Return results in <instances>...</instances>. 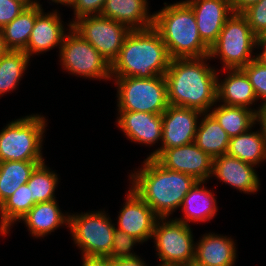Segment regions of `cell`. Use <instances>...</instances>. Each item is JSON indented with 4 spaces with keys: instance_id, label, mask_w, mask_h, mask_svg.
<instances>
[{
    "instance_id": "1",
    "label": "cell",
    "mask_w": 266,
    "mask_h": 266,
    "mask_svg": "<svg viewBox=\"0 0 266 266\" xmlns=\"http://www.w3.org/2000/svg\"><path fill=\"white\" fill-rule=\"evenodd\" d=\"M209 56L171 59L164 75L169 105L209 112L217 103L218 69L208 65Z\"/></svg>"
},
{
    "instance_id": "2",
    "label": "cell",
    "mask_w": 266,
    "mask_h": 266,
    "mask_svg": "<svg viewBox=\"0 0 266 266\" xmlns=\"http://www.w3.org/2000/svg\"><path fill=\"white\" fill-rule=\"evenodd\" d=\"M129 177L131 188L160 218H169L180 208L184 197L197 182L191 175L166 169L154 158L144 159L142 168Z\"/></svg>"
},
{
    "instance_id": "3",
    "label": "cell",
    "mask_w": 266,
    "mask_h": 266,
    "mask_svg": "<svg viewBox=\"0 0 266 266\" xmlns=\"http://www.w3.org/2000/svg\"><path fill=\"white\" fill-rule=\"evenodd\" d=\"M170 62L167 47L153 26L144 30H131L118 57L111 64V77L164 76Z\"/></svg>"
},
{
    "instance_id": "4",
    "label": "cell",
    "mask_w": 266,
    "mask_h": 266,
    "mask_svg": "<svg viewBox=\"0 0 266 266\" xmlns=\"http://www.w3.org/2000/svg\"><path fill=\"white\" fill-rule=\"evenodd\" d=\"M164 5L154 13L153 27L160 34L171 59L209 56L210 48L199 35L191 6L186 1Z\"/></svg>"
},
{
    "instance_id": "5",
    "label": "cell",
    "mask_w": 266,
    "mask_h": 266,
    "mask_svg": "<svg viewBox=\"0 0 266 266\" xmlns=\"http://www.w3.org/2000/svg\"><path fill=\"white\" fill-rule=\"evenodd\" d=\"M47 120L41 114H31L12 120L0 131V162H45L42 142Z\"/></svg>"
},
{
    "instance_id": "6",
    "label": "cell",
    "mask_w": 266,
    "mask_h": 266,
    "mask_svg": "<svg viewBox=\"0 0 266 266\" xmlns=\"http://www.w3.org/2000/svg\"><path fill=\"white\" fill-rule=\"evenodd\" d=\"M254 48H257V36L241 13H233L210 47L209 58H220L224 70L242 69L256 58Z\"/></svg>"
},
{
    "instance_id": "7",
    "label": "cell",
    "mask_w": 266,
    "mask_h": 266,
    "mask_svg": "<svg viewBox=\"0 0 266 266\" xmlns=\"http://www.w3.org/2000/svg\"><path fill=\"white\" fill-rule=\"evenodd\" d=\"M117 87L118 111L163 114L168 107L164 76L152 78L111 77Z\"/></svg>"
},
{
    "instance_id": "8",
    "label": "cell",
    "mask_w": 266,
    "mask_h": 266,
    "mask_svg": "<svg viewBox=\"0 0 266 266\" xmlns=\"http://www.w3.org/2000/svg\"><path fill=\"white\" fill-rule=\"evenodd\" d=\"M69 228L82 256L110 257L116 228L104 210L69 213Z\"/></svg>"
},
{
    "instance_id": "9",
    "label": "cell",
    "mask_w": 266,
    "mask_h": 266,
    "mask_svg": "<svg viewBox=\"0 0 266 266\" xmlns=\"http://www.w3.org/2000/svg\"><path fill=\"white\" fill-rule=\"evenodd\" d=\"M66 33L59 49L62 69L83 78L111 80V64L88 41L83 39L67 24Z\"/></svg>"
},
{
    "instance_id": "10",
    "label": "cell",
    "mask_w": 266,
    "mask_h": 266,
    "mask_svg": "<svg viewBox=\"0 0 266 266\" xmlns=\"http://www.w3.org/2000/svg\"><path fill=\"white\" fill-rule=\"evenodd\" d=\"M152 238L161 264L182 265L195 259V243L190 225L174 218H159Z\"/></svg>"
},
{
    "instance_id": "11",
    "label": "cell",
    "mask_w": 266,
    "mask_h": 266,
    "mask_svg": "<svg viewBox=\"0 0 266 266\" xmlns=\"http://www.w3.org/2000/svg\"><path fill=\"white\" fill-rule=\"evenodd\" d=\"M72 29L110 64L118 57L124 40L131 31L122 23L101 15L81 17L72 23Z\"/></svg>"
},
{
    "instance_id": "12",
    "label": "cell",
    "mask_w": 266,
    "mask_h": 266,
    "mask_svg": "<svg viewBox=\"0 0 266 266\" xmlns=\"http://www.w3.org/2000/svg\"><path fill=\"white\" fill-rule=\"evenodd\" d=\"M202 114L195 109L168 105L162 114V144L147 158H154L159 149H170L195 142L198 120Z\"/></svg>"
},
{
    "instance_id": "13",
    "label": "cell",
    "mask_w": 266,
    "mask_h": 266,
    "mask_svg": "<svg viewBox=\"0 0 266 266\" xmlns=\"http://www.w3.org/2000/svg\"><path fill=\"white\" fill-rule=\"evenodd\" d=\"M154 159L166 169L191 175L197 181L206 182L211 178L213 159L195 142L170 149H159Z\"/></svg>"
},
{
    "instance_id": "14",
    "label": "cell",
    "mask_w": 266,
    "mask_h": 266,
    "mask_svg": "<svg viewBox=\"0 0 266 266\" xmlns=\"http://www.w3.org/2000/svg\"><path fill=\"white\" fill-rule=\"evenodd\" d=\"M125 199L123 208L118 212L115 228L137 238L143 244L152 238L160 217L131 187Z\"/></svg>"
},
{
    "instance_id": "15",
    "label": "cell",
    "mask_w": 266,
    "mask_h": 266,
    "mask_svg": "<svg viewBox=\"0 0 266 266\" xmlns=\"http://www.w3.org/2000/svg\"><path fill=\"white\" fill-rule=\"evenodd\" d=\"M41 6L42 4L36 6V20L27 47L23 50L28 57L45 53L55 47L60 49L66 35V28L57 9L45 13Z\"/></svg>"
},
{
    "instance_id": "16",
    "label": "cell",
    "mask_w": 266,
    "mask_h": 266,
    "mask_svg": "<svg viewBox=\"0 0 266 266\" xmlns=\"http://www.w3.org/2000/svg\"><path fill=\"white\" fill-rule=\"evenodd\" d=\"M192 8L202 41L210 48L233 14L228 0H185Z\"/></svg>"
},
{
    "instance_id": "17",
    "label": "cell",
    "mask_w": 266,
    "mask_h": 266,
    "mask_svg": "<svg viewBox=\"0 0 266 266\" xmlns=\"http://www.w3.org/2000/svg\"><path fill=\"white\" fill-rule=\"evenodd\" d=\"M255 167L236 157L224 154L213 159L211 176L216 177L225 185L235 187L244 194H256L261 184Z\"/></svg>"
},
{
    "instance_id": "18",
    "label": "cell",
    "mask_w": 266,
    "mask_h": 266,
    "mask_svg": "<svg viewBox=\"0 0 266 266\" xmlns=\"http://www.w3.org/2000/svg\"><path fill=\"white\" fill-rule=\"evenodd\" d=\"M117 126L131 142L149 145L162 141V114L118 111Z\"/></svg>"
},
{
    "instance_id": "19",
    "label": "cell",
    "mask_w": 266,
    "mask_h": 266,
    "mask_svg": "<svg viewBox=\"0 0 266 266\" xmlns=\"http://www.w3.org/2000/svg\"><path fill=\"white\" fill-rule=\"evenodd\" d=\"M227 76L223 80L217 78V102L228 106H242L255 111L258 115L261 111L251 107L258 99L246 73L242 69H225Z\"/></svg>"
},
{
    "instance_id": "20",
    "label": "cell",
    "mask_w": 266,
    "mask_h": 266,
    "mask_svg": "<svg viewBox=\"0 0 266 266\" xmlns=\"http://www.w3.org/2000/svg\"><path fill=\"white\" fill-rule=\"evenodd\" d=\"M148 0H106L101 16L113 19L130 30L153 26L154 14L149 13Z\"/></svg>"
},
{
    "instance_id": "21",
    "label": "cell",
    "mask_w": 266,
    "mask_h": 266,
    "mask_svg": "<svg viewBox=\"0 0 266 266\" xmlns=\"http://www.w3.org/2000/svg\"><path fill=\"white\" fill-rule=\"evenodd\" d=\"M234 239L205 233L195 243V259L205 266H235L237 248Z\"/></svg>"
},
{
    "instance_id": "22",
    "label": "cell",
    "mask_w": 266,
    "mask_h": 266,
    "mask_svg": "<svg viewBox=\"0 0 266 266\" xmlns=\"http://www.w3.org/2000/svg\"><path fill=\"white\" fill-rule=\"evenodd\" d=\"M56 200L36 203L21 218L33 237L43 238L46 235L48 236L62 225L69 228V214L62 213Z\"/></svg>"
},
{
    "instance_id": "23",
    "label": "cell",
    "mask_w": 266,
    "mask_h": 266,
    "mask_svg": "<svg viewBox=\"0 0 266 266\" xmlns=\"http://www.w3.org/2000/svg\"><path fill=\"white\" fill-rule=\"evenodd\" d=\"M203 184L205 181H197L184 197L181 204L184 217L175 218L177 221L189 225L188 222L199 223L214 218L218 210L216 198Z\"/></svg>"
},
{
    "instance_id": "24",
    "label": "cell",
    "mask_w": 266,
    "mask_h": 266,
    "mask_svg": "<svg viewBox=\"0 0 266 266\" xmlns=\"http://www.w3.org/2000/svg\"><path fill=\"white\" fill-rule=\"evenodd\" d=\"M260 131L251 129L236 137L230 138L227 155L236 157L252 165H259L266 160V131L258 122Z\"/></svg>"
},
{
    "instance_id": "25",
    "label": "cell",
    "mask_w": 266,
    "mask_h": 266,
    "mask_svg": "<svg viewBox=\"0 0 266 266\" xmlns=\"http://www.w3.org/2000/svg\"><path fill=\"white\" fill-rule=\"evenodd\" d=\"M214 107L209 113L230 138L249 131L259 122L258 114L249 108L224 104L217 106V103Z\"/></svg>"
},
{
    "instance_id": "26",
    "label": "cell",
    "mask_w": 266,
    "mask_h": 266,
    "mask_svg": "<svg viewBox=\"0 0 266 266\" xmlns=\"http://www.w3.org/2000/svg\"><path fill=\"white\" fill-rule=\"evenodd\" d=\"M204 116V118H203ZM196 131V145L212 159L227 153L230 137L209 113H203Z\"/></svg>"
},
{
    "instance_id": "27",
    "label": "cell",
    "mask_w": 266,
    "mask_h": 266,
    "mask_svg": "<svg viewBox=\"0 0 266 266\" xmlns=\"http://www.w3.org/2000/svg\"><path fill=\"white\" fill-rule=\"evenodd\" d=\"M27 184L21 185L9 198L0 205V234L6 236L11 226L20 222L35 205Z\"/></svg>"
},
{
    "instance_id": "28",
    "label": "cell",
    "mask_w": 266,
    "mask_h": 266,
    "mask_svg": "<svg viewBox=\"0 0 266 266\" xmlns=\"http://www.w3.org/2000/svg\"><path fill=\"white\" fill-rule=\"evenodd\" d=\"M43 162H0V205L21 185L27 184L32 172Z\"/></svg>"
},
{
    "instance_id": "29",
    "label": "cell",
    "mask_w": 266,
    "mask_h": 266,
    "mask_svg": "<svg viewBox=\"0 0 266 266\" xmlns=\"http://www.w3.org/2000/svg\"><path fill=\"white\" fill-rule=\"evenodd\" d=\"M30 60L25 51L10 50L0 57V96L16 89Z\"/></svg>"
},
{
    "instance_id": "30",
    "label": "cell",
    "mask_w": 266,
    "mask_h": 266,
    "mask_svg": "<svg viewBox=\"0 0 266 266\" xmlns=\"http://www.w3.org/2000/svg\"><path fill=\"white\" fill-rule=\"evenodd\" d=\"M36 20V6L25 8L16 18L2 28L5 43L10 50L23 51Z\"/></svg>"
},
{
    "instance_id": "31",
    "label": "cell",
    "mask_w": 266,
    "mask_h": 266,
    "mask_svg": "<svg viewBox=\"0 0 266 266\" xmlns=\"http://www.w3.org/2000/svg\"><path fill=\"white\" fill-rule=\"evenodd\" d=\"M58 181V175L51 171L45 162L39 164L27 182L33 201L41 203L55 200V189L58 187Z\"/></svg>"
},
{
    "instance_id": "32",
    "label": "cell",
    "mask_w": 266,
    "mask_h": 266,
    "mask_svg": "<svg viewBox=\"0 0 266 266\" xmlns=\"http://www.w3.org/2000/svg\"><path fill=\"white\" fill-rule=\"evenodd\" d=\"M252 85L257 99L261 100L259 109L266 105V64L257 57L242 68Z\"/></svg>"
},
{
    "instance_id": "33",
    "label": "cell",
    "mask_w": 266,
    "mask_h": 266,
    "mask_svg": "<svg viewBox=\"0 0 266 266\" xmlns=\"http://www.w3.org/2000/svg\"><path fill=\"white\" fill-rule=\"evenodd\" d=\"M136 244L142 243L137 238L130 236L128 233L115 229L109 258L112 260H118L139 257L135 252H131Z\"/></svg>"
},
{
    "instance_id": "34",
    "label": "cell",
    "mask_w": 266,
    "mask_h": 266,
    "mask_svg": "<svg viewBox=\"0 0 266 266\" xmlns=\"http://www.w3.org/2000/svg\"><path fill=\"white\" fill-rule=\"evenodd\" d=\"M241 14L257 37L266 34V0H260Z\"/></svg>"
},
{
    "instance_id": "35",
    "label": "cell",
    "mask_w": 266,
    "mask_h": 266,
    "mask_svg": "<svg viewBox=\"0 0 266 266\" xmlns=\"http://www.w3.org/2000/svg\"><path fill=\"white\" fill-rule=\"evenodd\" d=\"M106 0H76L72 6L74 9V20L71 24L85 16L101 15Z\"/></svg>"
},
{
    "instance_id": "36",
    "label": "cell",
    "mask_w": 266,
    "mask_h": 266,
    "mask_svg": "<svg viewBox=\"0 0 266 266\" xmlns=\"http://www.w3.org/2000/svg\"><path fill=\"white\" fill-rule=\"evenodd\" d=\"M26 7L16 0H0V28L9 24Z\"/></svg>"
},
{
    "instance_id": "37",
    "label": "cell",
    "mask_w": 266,
    "mask_h": 266,
    "mask_svg": "<svg viewBox=\"0 0 266 266\" xmlns=\"http://www.w3.org/2000/svg\"><path fill=\"white\" fill-rule=\"evenodd\" d=\"M82 266H113V260L109 257L82 256Z\"/></svg>"
},
{
    "instance_id": "38",
    "label": "cell",
    "mask_w": 266,
    "mask_h": 266,
    "mask_svg": "<svg viewBox=\"0 0 266 266\" xmlns=\"http://www.w3.org/2000/svg\"><path fill=\"white\" fill-rule=\"evenodd\" d=\"M233 13H242L260 0H228Z\"/></svg>"
},
{
    "instance_id": "39",
    "label": "cell",
    "mask_w": 266,
    "mask_h": 266,
    "mask_svg": "<svg viewBox=\"0 0 266 266\" xmlns=\"http://www.w3.org/2000/svg\"><path fill=\"white\" fill-rule=\"evenodd\" d=\"M144 259L142 260L141 257L132 258V259H118L113 260V266H147Z\"/></svg>"
},
{
    "instance_id": "40",
    "label": "cell",
    "mask_w": 266,
    "mask_h": 266,
    "mask_svg": "<svg viewBox=\"0 0 266 266\" xmlns=\"http://www.w3.org/2000/svg\"><path fill=\"white\" fill-rule=\"evenodd\" d=\"M257 49H263L259 54H256V57L266 64V34L257 37Z\"/></svg>"
},
{
    "instance_id": "41",
    "label": "cell",
    "mask_w": 266,
    "mask_h": 266,
    "mask_svg": "<svg viewBox=\"0 0 266 266\" xmlns=\"http://www.w3.org/2000/svg\"><path fill=\"white\" fill-rule=\"evenodd\" d=\"M9 51H10V49L7 47V45L5 43L2 28H0V57L4 56Z\"/></svg>"
},
{
    "instance_id": "42",
    "label": "cell",
    "mask_w": 266,
    "mask_h": 266,
    "mask_svg": "<svg viewBox=\"0 0 266 266\" xmlns=\"http://www.w3.org/2000/svg\"><path fill=\"white\" fill-rule=\"evenodd\" d=\"M258 120H259V123L262 125V127L266 131V105H263L261 107V111L258 115Z\"/></svg>"
},
{
    "instance_id": "43",
    "label": "cell",
    "mask_w": 266,
    "mask_h": 266,
    "mask_svg": "<svg viewBox=\"0 0 266 266\" xmlns=\"http://www.w3.org/2000/svg\"><path fill=\"white\" fill-rule=\"evenodd\" d=\"M23 4L26 8H32L41 5L38 0H16Z\"/></svg>"
},
{
    "instance_id": "44",
    "label": "cell",
    "mask_w": 266,
    "mask_h": 266,
    "mask_svg": "<svg viewBox=\"0 0 266 266\" xmlns=\"http://www.w3.org/2000/svg\"><path fill=\"white\" fill-rule=\"evenodd\" d=\"M51 2H54L55 4L58 3L64 6H70L72 7L74 5V3L76 2V0H51Z\"/></svg>"
},
{
    "instance_id": "45",
    "label": "cell",
    "mask_w": 266,
    "mask_h": 266,
    "mask_svg": "<svg viewBox=\"0 0 266 266\" xmlns=\"http://www.w3.org/2000/svg\"><path fill=\"white\" fill-rule=\"evenodd\" d=\"M181 266H205L202 263L198 262L196 259L190 260L184 264H182Z\"/></svg>"
},
{
    "instance_id": "46",
    "label": "cell",
    "mask_w": 266,
    "mask_h": 266,
    "mask_svg": "<svg viewBox=\"0 0 266 266\" xmlns=\"http://www.w3.org/2000/svg\"><path fill=\"white\" fill-rule=\"evenodd\" d=\"M157 266H181V265H177V264H158Z\"/></svg>"
}]
</instances>
